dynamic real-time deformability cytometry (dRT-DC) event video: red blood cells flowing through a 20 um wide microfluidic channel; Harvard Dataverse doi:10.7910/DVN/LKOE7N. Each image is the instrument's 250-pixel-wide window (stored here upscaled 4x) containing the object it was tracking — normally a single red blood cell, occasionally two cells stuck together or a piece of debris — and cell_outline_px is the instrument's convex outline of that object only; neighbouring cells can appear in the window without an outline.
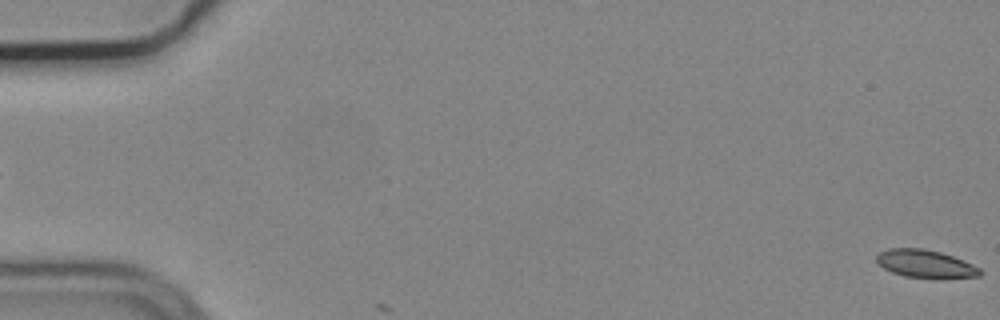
{"species": "common noctule bat (a hibernating species)", "species_latin": "Nyctalus noctula", "temperature_condition": "cold", "stored_images_in_passage": 5, "camera_frame_rate_fps": 3000, "um_per_image_px": 0.085, "animal": {"sex": "male", "body_mass_g": 19.2, "forearm_length_mm": 51.8}, "frame": {"image": 1, "passage_image": 1, "time_ms": 0.0, "image_size_px": [1000, 320], "cell_outline_px": [[984, 272], [980, 276], [940, 280], [904, 276], [892, 272], [884, 268], [876, 260], [876, 256], [880, 252], [888, 248], [924, 248], [940, 252], [964, 260], [980, 268]], "centroid_in_image_um": [78.72, 22.45], "position_along_channel_um": 6.3, "area_um2": 17.28}}
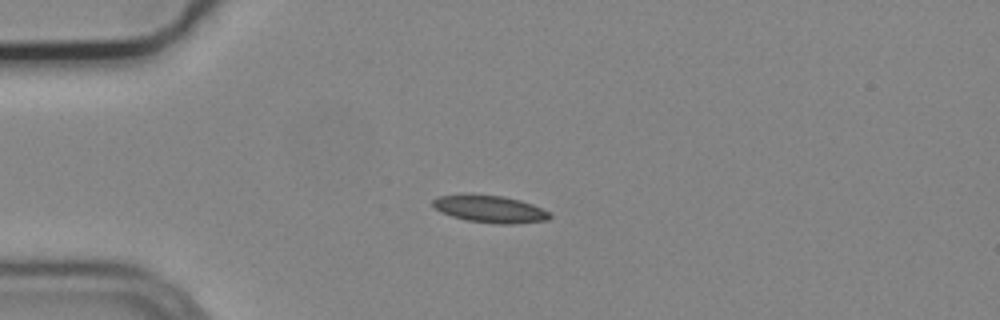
{"frame": {"image": 2, "passage_image": 5, "time_ms": 1.333, "image_size_px": [1000, 320], "cell_outline_px": [[552, 216], [548, 220], [512, 224], [500, 224], [468, 220], [452, 216], [440, 212], [432, 204], [432, 200], [440, 196], [468, 192], [504, 196], [520, 200], [532, 204], [548, 212]], "centroid_in_image_um": [41.61, 17.73], "position_along_channel_um": 43.4, "area_um2": 18.79}}